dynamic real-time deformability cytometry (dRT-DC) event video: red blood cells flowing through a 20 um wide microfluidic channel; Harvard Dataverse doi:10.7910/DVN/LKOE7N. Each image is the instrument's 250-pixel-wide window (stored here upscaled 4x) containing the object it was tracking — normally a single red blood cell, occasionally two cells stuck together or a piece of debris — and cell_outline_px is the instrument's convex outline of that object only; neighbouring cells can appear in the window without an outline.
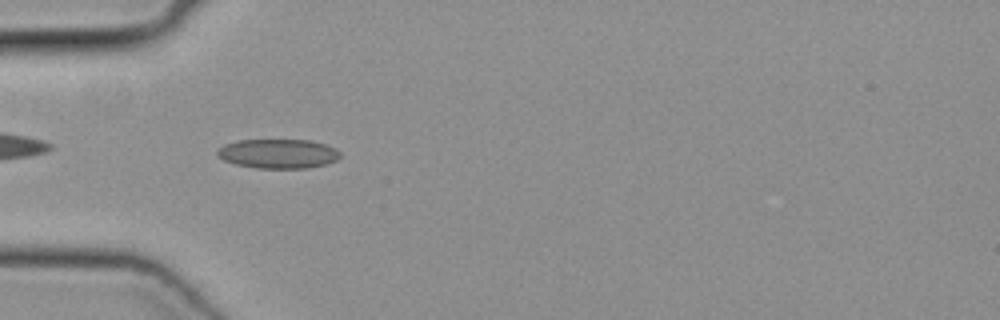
{"species": "common noctule bat (a hibernating species)", "species_latin": "Nyctalus noctula", "temperature_condition": "cold", "stored_images_in_passage": 36, "camera_frame_rate_fps": 3000, "um_per_image_px": 0.085, "animal": {"sex": "female", "body_mass_g": 19.3, "forearm_length_mm": 54.1}, "frame": {"image": 1, "passage_image": 2, "time_ms": 0.333, "image_size_px": [1000, 320], "cell_outline_px": [[340, 156], [336, 160], [328, 164], [308, 168], [256, 168], [236, 164], [224, 160], [216, 156], [216, 152], [224, 144], [236, 140], [312, 140], [336, 148], [340, 152]], "centroid_in_image_um": [23.65, 13.06], "position_along_channel_um": 61.4, "area_um2": 21.15}}
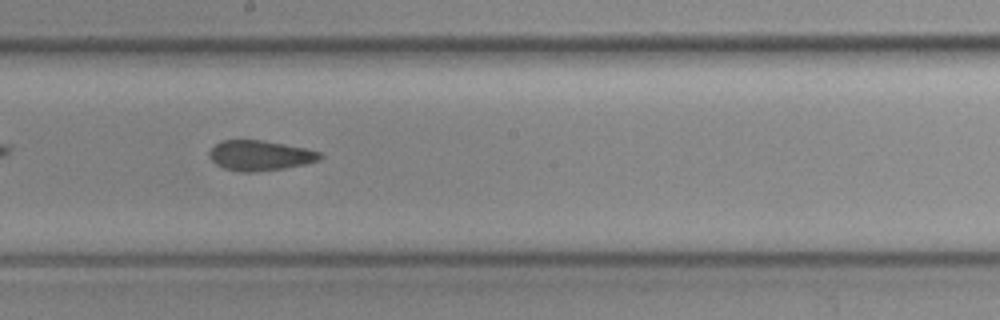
{"frame": {"image": 2, "passage_image": 14, "time_ms": 4.333, "image_size_px": [1000, 320], "cell_outline_px": [[324, 156], [320, 160], [304, 164], [284, 168], [256, 172], [240, 172], [224, 168], [216, 164], [212, 160], [208, 152], [220, 140], [260, 140], [284, 144], [304, 148], [320, 152]], "centroid_in_image_um": [22.1, 13.22], "position_along_channel_um": 226.1, "area_um2": 19.36}}
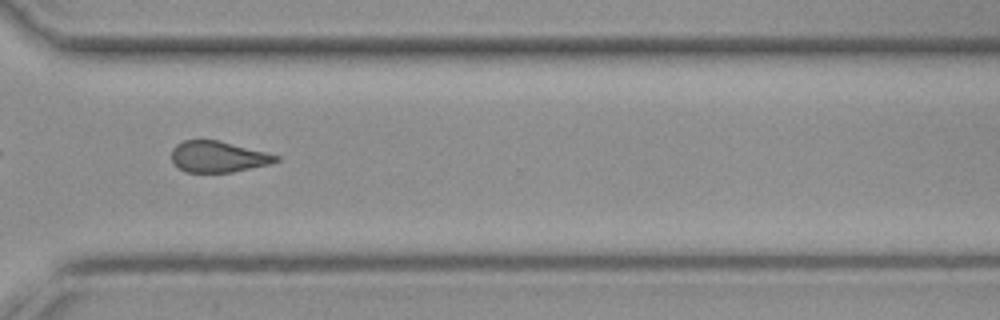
{"frame": {"image": 3, "passage_image": 23, "time_ms": 7.333, "image_size_px": [1000, 320], "cell_outline_px": [[280, 160], [272, 164], [232, 172], [184, 172], [172, 164], [172, 148], [176, 144], [184, 140], [216, 140], [280, 156]], "centroid_in_image_um": [18.51, 13.34], "position_along_channel_um": 352.1, "area_um2": 18.9}}